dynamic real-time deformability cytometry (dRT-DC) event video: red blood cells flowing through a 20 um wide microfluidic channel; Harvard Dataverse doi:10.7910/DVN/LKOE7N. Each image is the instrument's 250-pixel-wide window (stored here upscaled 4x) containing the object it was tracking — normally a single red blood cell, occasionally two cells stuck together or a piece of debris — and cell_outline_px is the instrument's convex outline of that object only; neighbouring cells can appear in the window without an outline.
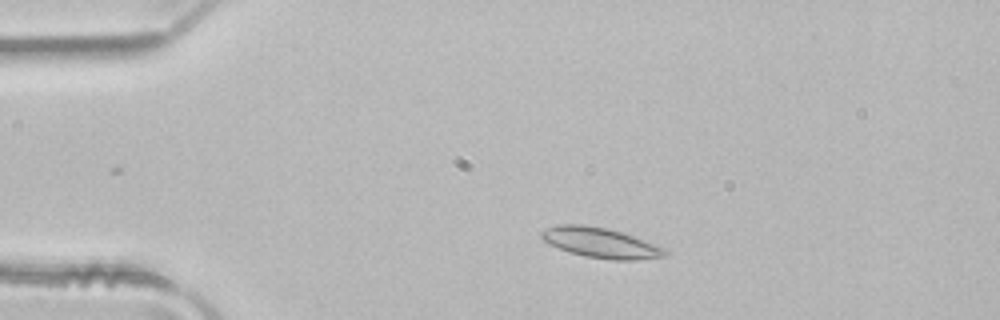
{"species": "common noctule bat (a hibernating species)", "species_latin": "Nyctalus noctula", "temperature_condition": "room temperature", "stored_images_in_passage": 3, "camera_frame_rate_fps": 3000, "um_per_image_px": 0.085, "animal": {"sex": "male", "body_mass_g": 21.5, "forearm_length_mm": 52.0}, "frame": {"image": 1, "passage_image": 1, "time_ms": 0.0, "image_size_px": [1000, 320], "cell_outline_px": [[668, 252], [664, 256], [640, 260], [612, 260], [584, 256], [568, 252], [548, 244], [540, 236], [540, 232], [556, 224], [584, 224], [604, 228], [620, 232], [632, 236], [664, 248]], "centroid_in_image_um": [51.0, 20.64], "position_along_channel_um": 34.0, "area_um2": 21.56}}
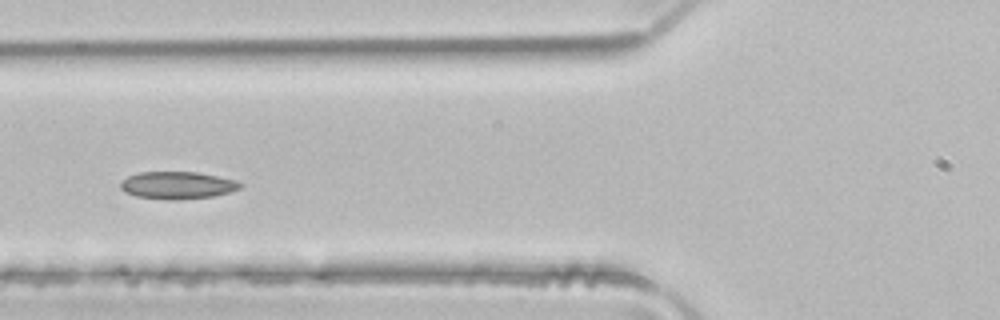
{"frame": {"image": 2, "passage_image": 3, "time_ms": 0.667, "image_size_px": [1000, 320], "cell_outline_px": [[244, 184], [240, 188], [228, 192], [212, 196], [176, 200], [168, 200], [136, 196], [124, 192], [120, 188], [120, 180], [128, 176], [140, 172], [196, 172], [236, 180]], "centroid_in_image_um": [15.04, 15.75], "position_along_channel_um": 110.8, "area_um2": 19.07}}